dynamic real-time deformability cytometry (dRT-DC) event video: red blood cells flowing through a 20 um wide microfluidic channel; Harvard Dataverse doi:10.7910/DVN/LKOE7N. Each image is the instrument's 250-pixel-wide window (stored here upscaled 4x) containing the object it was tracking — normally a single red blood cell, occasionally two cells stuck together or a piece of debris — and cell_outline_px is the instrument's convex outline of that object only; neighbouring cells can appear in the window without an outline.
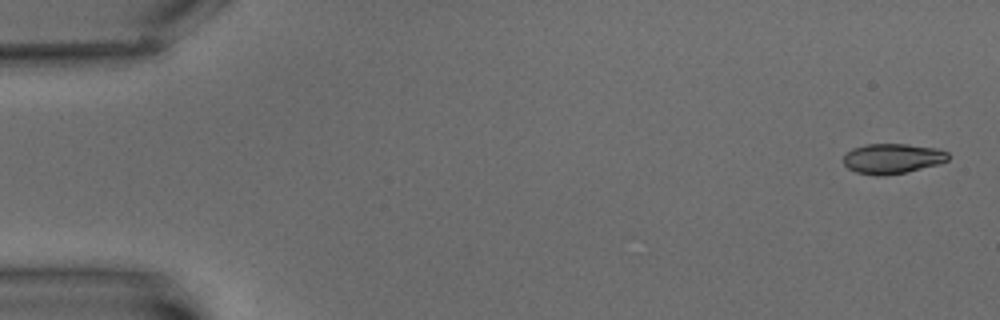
{"species": "common noctule bat (a hibernating species)", "species_latin": "Nyctalus noctula", "temperature_condition": "warm", "stored_images_in_passage": 5, "camera_frame_rate_fps": 3000, "um_per_image_px": 0.085, "animal": {"sex": "male", "body_mass_g": 15.6}, "frame": {"image": 1, "passage_image": 1, "time_ms": 0.0, "image_size_px": [1000, 320], "cell_outline_px": [[948, 160], [940, 164], [904, 172], [884, 176], [876, 176], [856, 172], [848, 168], [844, 164], [844, 156], [852, 148], [868, 144], [908, 144], [936, 148], [948, 152]], "centroid_in_image_um": [75.86, 13.48], "position_along_channel_um": 9.1, "area_um2": 18.32}}